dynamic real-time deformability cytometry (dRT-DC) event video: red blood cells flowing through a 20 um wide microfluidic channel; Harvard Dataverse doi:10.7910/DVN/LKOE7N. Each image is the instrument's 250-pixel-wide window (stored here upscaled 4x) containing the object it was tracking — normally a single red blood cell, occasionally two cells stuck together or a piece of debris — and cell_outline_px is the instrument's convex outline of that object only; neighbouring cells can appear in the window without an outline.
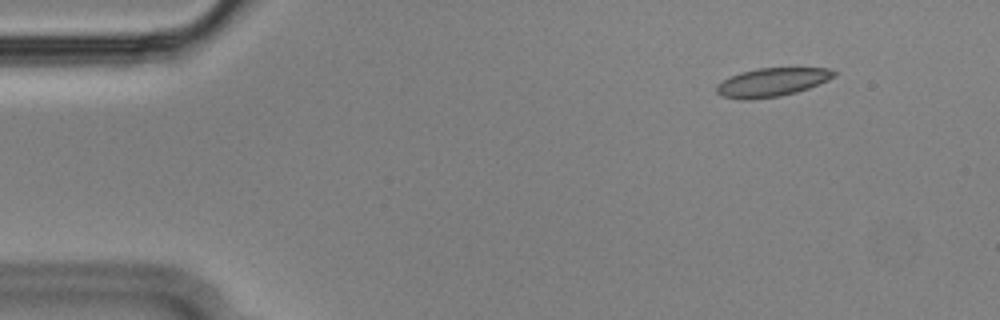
{"species": "Egyptian fruit bat (a non-hibernating species)", "species_latin": "Rousettus aegyptiacus", "temperature_condition": "cold", "stored_images_in_passage": 51, "camera_frame_rate_fps": 3000, "um_per_image_px": 0.085, "animal": {"sex": "male"}, "frame": {"image": 1, "passage_image": 1, "time_ms": 0.0, "image_size_px": [1000, 320], "cell_outline_px": [[836, 76], [828, 80], [808, 88], [796, 92], [780, 96], [748, 100], [740, 100], [720, 96], [716, 92], [716, 84], [740, 72], [756, 68], [828, 68], [836, 72]], "centroid_in_image_um": [65.58, 7.0], "position_along_channel_um": 19.4, "area_um2": 19.59}}
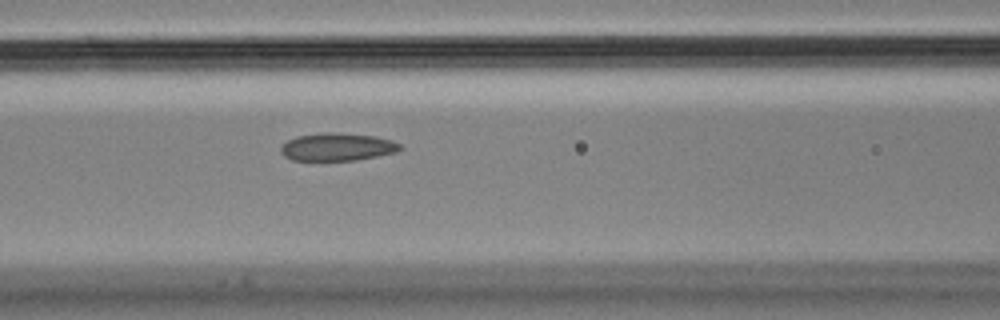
{"frame": {"image": 2, "passage_image": 18, "time_ms": 5.667, "image_size_px": [1000, 320], "cell_outline_px": [[404, 148], [396, 152], [356, 160], [292, 160], [284, 156], [280, 152], [280, 148], [288, 140], [296, 136], [328, 132], [376, 136], [392, 140], [400, 144]], "centroid_in_image_um": [28.68, 12.49], "position_along_channel_um": 137.9, "area_um2": 19.19}}
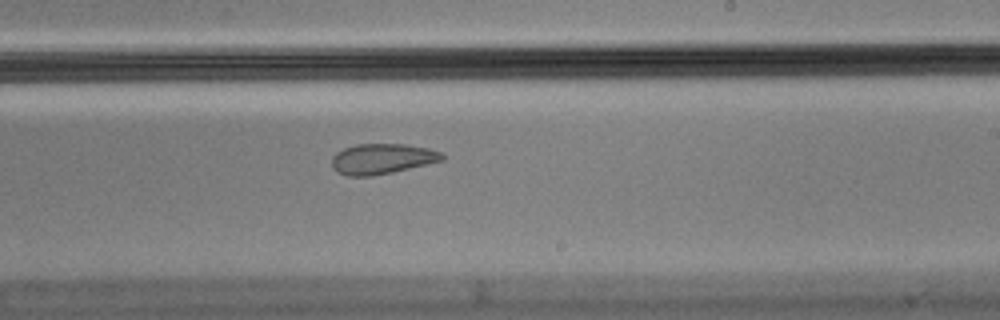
{"frame": {"image": 3, "passage_image": 28, "time_ms": 9.0, "image_size_px": [1000, 320], "cell_outline_px": [[444, 160], [392, 172], [372, 176], [348, 176], [336, 172], [332, 168], [332, 156], [336, 152], [344, 148], [356, 144], [404, 144], [428, 148], [440, 152], [444, 156]], "centroid_in_image_um": [32.43, 13.5], "position_along_channel_um": 256.6, "area_um2": 19.54}, "authors_computed_cell_mechanics": {"area_um2": 20.3456, "velocity_mm_per_s": 3.5596, "shape_relaxation_time_tau1_ms": null, "shape_relaxation_time_tau2_ms": 2.1915, "deformation_change_tau1": null, "deformation_change_tau2": 0.0679}}